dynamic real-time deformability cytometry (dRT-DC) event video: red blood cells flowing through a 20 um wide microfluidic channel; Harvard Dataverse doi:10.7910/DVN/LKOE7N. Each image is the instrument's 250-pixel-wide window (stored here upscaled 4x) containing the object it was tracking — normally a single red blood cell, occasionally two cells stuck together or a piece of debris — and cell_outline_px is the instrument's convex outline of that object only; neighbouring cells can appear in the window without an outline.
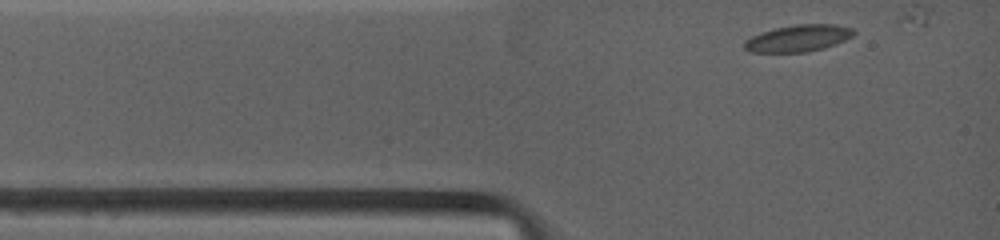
{"species": "common noctule bat (a hibernating species)", "species_latin": "Nyctalus noctula", "temperature_condition": "warm", "stored_images_in_passage": 7, "camera_frame_rate_fps": 4500, "um_per_image_px": 0.085, "animal": {"sex": "female", "body_mass_g": 19.0, "forearm_length_mm": 53.3}, "frame": {"image": 1, "passage_image": 1, "time_ms": 0.0, "image_size_px": [1000, 240], "cell_outline_px": [[856, 32], [852, 36], [836, 44], [824, 48], [808, 52], [752, 52], [744, 48], [744, 40], [760, 32], [776, 28], [796, 24], [836, 24], [852, 28]], "centroid_in_image_um": [67.86, 3.25], "position_along_channel_um": 17.1, "area_um2": 17.11}}
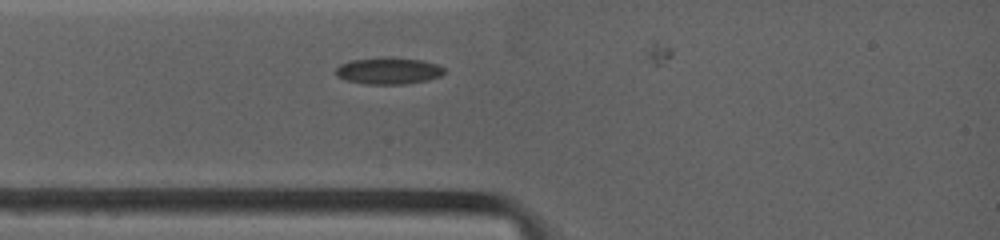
{"frame": {"image": 2, "passage_image": 5, "time_ms": 1.556, "image_size_px": [1000, 240], "cell_outline_px": [[444, 72], [440, 76], [428, 80], [404, 84], [364, 84], [344, 80], [336, 76], [332, 72], [340, 64], [352, 60], [380, 56], [384, 56], [424, 60], [436, 64], [444, 68]], "centroid_in_image_um": [32.96, 6.01], "position_along_channel_um": 52.0, "area_um2": 17.28}}